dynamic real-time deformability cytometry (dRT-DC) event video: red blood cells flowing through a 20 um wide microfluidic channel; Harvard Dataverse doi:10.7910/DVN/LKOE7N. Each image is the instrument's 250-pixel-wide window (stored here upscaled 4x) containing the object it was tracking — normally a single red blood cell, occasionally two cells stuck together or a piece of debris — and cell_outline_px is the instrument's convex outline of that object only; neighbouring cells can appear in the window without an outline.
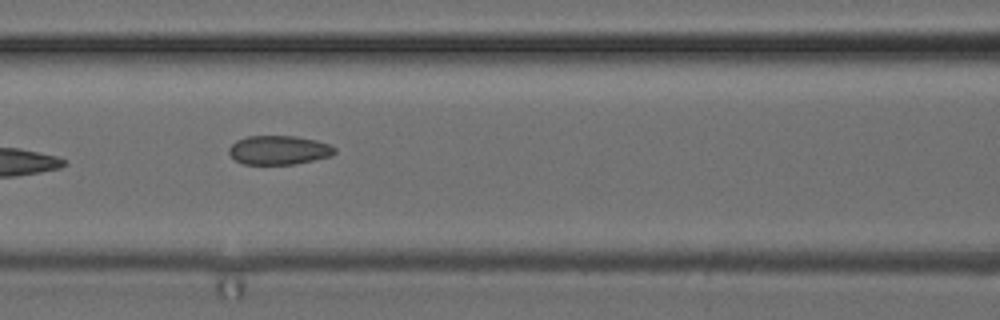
{"species": "common noctule bat (a hibernating species)", "species_latin": "Nyctalus noctula", "temperature_condition": "cold", "stored_images_in_passage": 8, "camera_frame_rate_fps": 3000, "um_per_image_px": 0.085, "animal": {"sex": "female", "body_mass_g": 24.6, "forearm_length_mm": 56.2}, "frame": {"image": 1, "passage_image": 6, "time_ms": 6.0, "image_size_px": [1000, 320], "cell_outline_px": [[336, 152], [332, 156], [296, 164], [244, 164], [236, 160], [228, 152], [228, 148], [236, 140], [248, 136], [296, 136], [316, 140], [328, 144], [336, 148]], "centroid_in_image_um": [23.72, 12.75], "position_along_channel_um": 142.9, "area_um2": 17.92}}
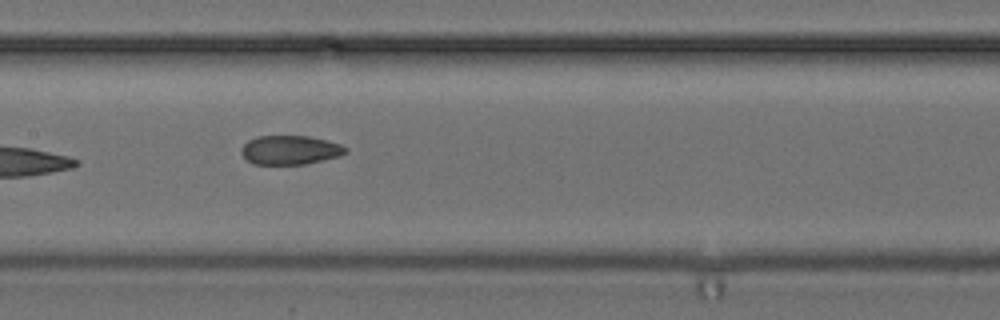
{"frame": {"image": 2, "passage_image": 7, "time_ms": 7.0, "image_size_px": [1000, 320], "cell_outline_px": [[348, 152], [340, 156], [304, 164], [252, 164], [240, 152], [244, 144], [248, 140], [256, 136], [308, 136], [340, 144], [348, 148]], "centroid_in_image_um": [24.66, 12.75], "position_along_channel_um": 182.7, "area_um2": 17.57}}
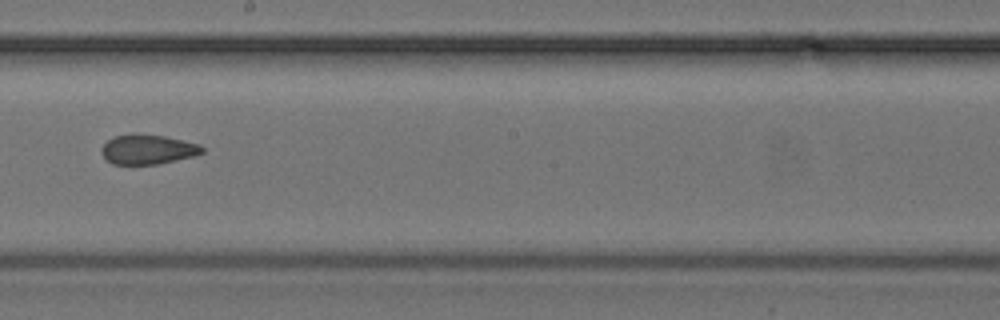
{"frame": {"image": 3, "passage_image": 8, "time_ms": 8.333, "image_size_px": [1000, 320], "cell_outline_px": [[204, 152], [192, 156], [156, 164], [112, 164], [100, 152], [100, 148], [108, 140], [116, 136], [164, 136], [200, 144], [204, 148]], "centroid_in_image_um": [12.57, 12.73], "position_along_channel_um": 235.6, "area_um2": 16.7}}